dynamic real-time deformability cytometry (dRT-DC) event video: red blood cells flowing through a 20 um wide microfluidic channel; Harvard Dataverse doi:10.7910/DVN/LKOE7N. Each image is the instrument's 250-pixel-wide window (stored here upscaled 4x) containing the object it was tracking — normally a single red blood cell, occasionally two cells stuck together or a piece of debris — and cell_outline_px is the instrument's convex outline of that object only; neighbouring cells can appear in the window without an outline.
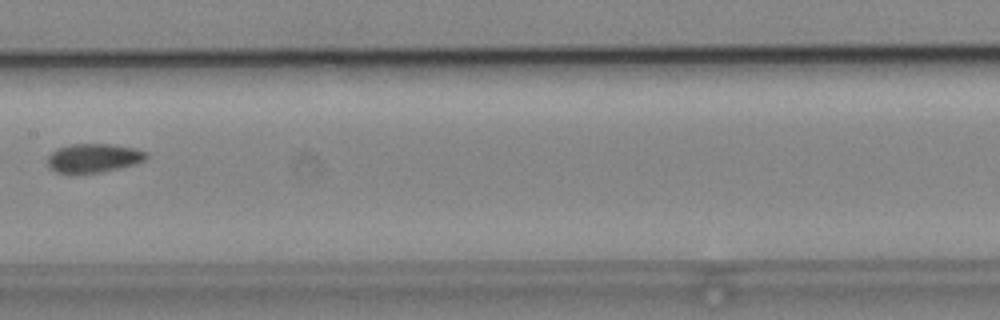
{"species": "common noctule bat (a hibernating species)", "species_latin": "Nyctalus noctula", "temperature_condition": "cold", "stored_images_in_passage": 6, "camera_frame_rate_fps": 3000, "um_per_image_px": 0.085, "animal": {"sex": "male", "body_mass_g": 19.2, "forearm_length_mm": 51.8}, "frame": {"image": 1, "passage_image": 6, "time_ms": 6.667, "image_size_px": [1000, 320], "cell_outline_px": [[148, 156], [144, 160], [136, 164], [100, 172], [76, 176], [56, 172], [48, 168], [48, 156], [56, 148], [72, 144], [112, 144], [136, 148], [148, 152]], "centroid_in_image_um": [7.92, 13.46], "position_along_channel_um": 199.5, "area_um2": 17.17}}